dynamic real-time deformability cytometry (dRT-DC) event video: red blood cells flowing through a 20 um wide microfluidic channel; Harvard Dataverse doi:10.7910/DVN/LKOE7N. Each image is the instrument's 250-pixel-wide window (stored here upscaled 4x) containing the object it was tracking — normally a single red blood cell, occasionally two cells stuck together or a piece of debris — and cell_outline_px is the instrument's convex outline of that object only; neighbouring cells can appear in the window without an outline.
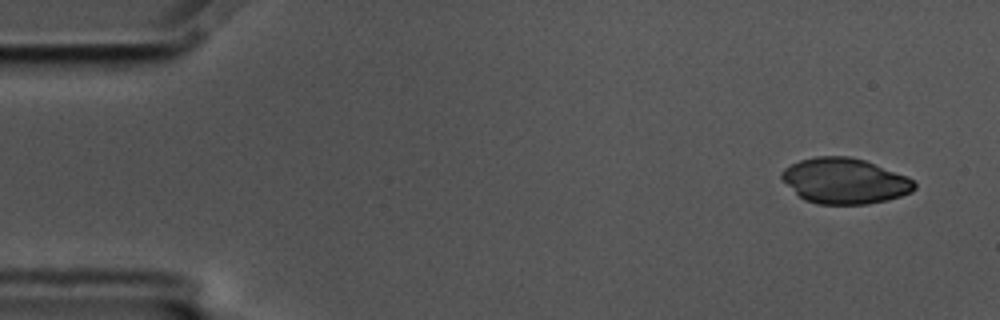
{"species": "common noctule bat (a hibernating species)", "species_latin": "Nyctalus noctula", "temperature_condition": "cold", "stored_images_in_passage": 56, "camera_frame_rate_fps": 3000, "um_per_image_px": 0.085, "animal": {"sex": "male", "body_mass_g": 17.5, "forearm_length_mm": 52.3}, "frame": {"image": 1, "passage_image": 1, "time_ms": 0.0, "image_size_px": [1000, 320], "cell_outline_px": [[916, 188], [912, 192], [888, 200], [868, 204], [816, 204], [804, 200], [780, 176], [780, 172], [784, 168], [800, 160], [816, 156], [848, 156], [864, 160], [908, 176], [916, 184]], "centroid_in_image_um": [71.82, 15.38], "position_along_channel_um": 13.2, "area_um2": 35.14}}